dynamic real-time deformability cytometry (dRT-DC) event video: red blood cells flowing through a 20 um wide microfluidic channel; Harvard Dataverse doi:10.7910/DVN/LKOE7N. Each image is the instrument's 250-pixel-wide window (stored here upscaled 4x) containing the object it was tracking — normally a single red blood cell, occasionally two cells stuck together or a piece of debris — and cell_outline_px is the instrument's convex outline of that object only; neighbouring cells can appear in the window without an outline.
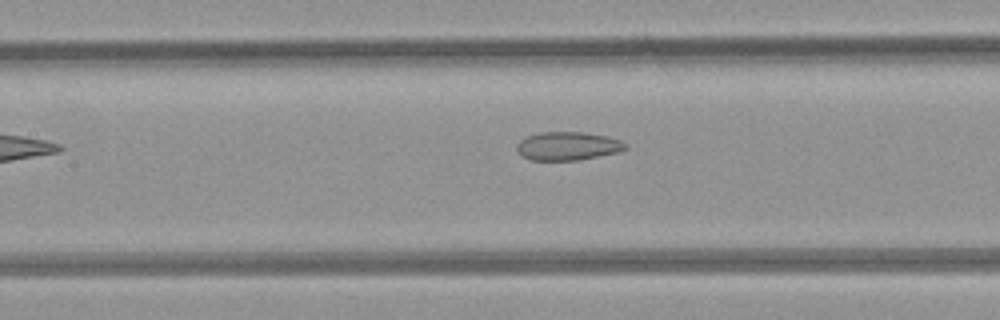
{"species": "common noctule bat (a hibernating species)", "species_latin": "Nyctalus noctula", "temperature_condition": "room temperature", "stored_images_in_passage": 8, "camera_frame_rate_fps": 3000, "um_per_image_px": 0.085, "animal": {"sex": "female", "body_mass_g": 21.9}, "frame": {"image": 1, "passage_image": 6, "time_ms": 5.667, "image_size_px": [1000, 320], "cell_outline_px": [[628, 148], [620, 152], [580, 160], [532, 160], [520, 156], [516, 148], [516, 144], [520, 140], [528, 136], [540, 132], [584, 132], [608, 136], [620, 140], [628, 144]], "centroid_in_image_um": [48.28, 12.42], "position_along_channel_um": 159.1, "area_um2": 18.26}}
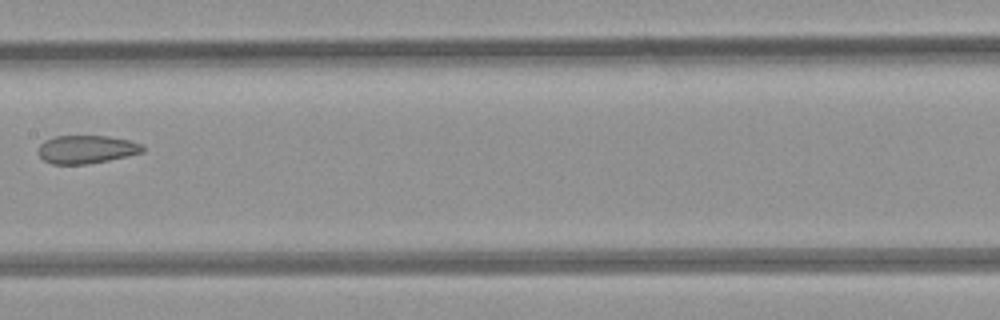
{"frame": {"image": 2, "passage_image": 7, "time_ms": 6.667, "image_size_px": [1000, 320], "cell_outline_px": [[144, 152], [128, 156], [88, 164], [52, 164], [44, 160], [40, 156], [40, 144], [44, 140], [56, 136], [108, 136], [128, 140], [144, 144]], "centroid_in_image_um": [7.39, 12.69], "position_along_channel_um": 200.0, "area_um2": 17.11}}
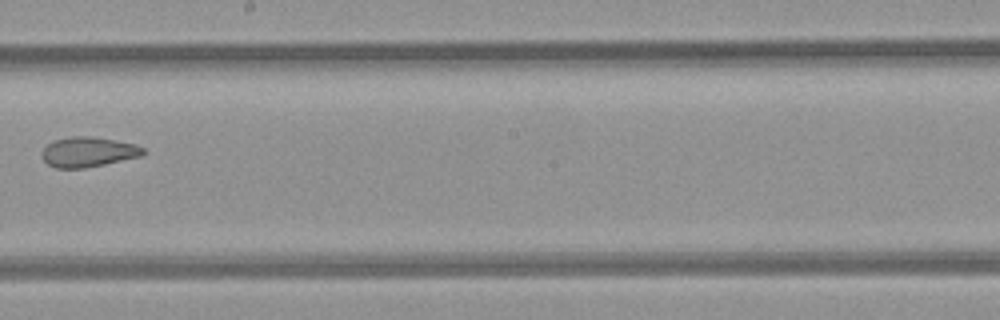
{"frame": {"image": 3, "passage_image": 8, "time_ms": 7.667, "image_size_px": [1000, 320], "cell_outline_px": [[144, 152], [140, 156], [104, 164], [84, 168], [56, 168], [48, 164], [40, 156], [40, 152], [52, 140], [72, 136], [88, 136], [136, 144], [144, 148]], "centroid_in_image_um": [7.44, 12.91], "position_along_channel_um": 240.8, "area_um2": 17.57}}